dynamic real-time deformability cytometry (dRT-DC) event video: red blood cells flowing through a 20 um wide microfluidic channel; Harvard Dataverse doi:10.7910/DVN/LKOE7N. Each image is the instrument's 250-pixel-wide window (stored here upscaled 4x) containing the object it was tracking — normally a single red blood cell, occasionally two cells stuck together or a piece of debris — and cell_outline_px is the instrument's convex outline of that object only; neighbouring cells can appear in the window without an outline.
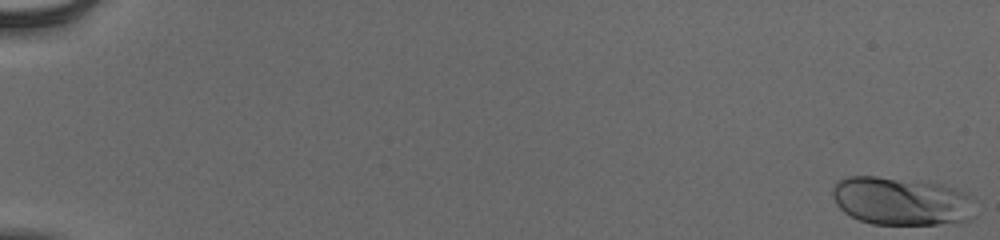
{"species": "human", "species_latin": "Homo sapiens", "temperature_condition": "cold", "stored_images_in_passage": 56, "camera_frame_rate_fps": 3000, "um_per_image_px": 0.085, "donor": {"sex": "male"}, "frame": {"image": 1, "passage_image": 1, "time_ms": 0.0, "image_size_px": [1000, 240], "cell_outline_px": [[976, 216], [972, 220], [936, 224], [872, 224], [860, 220], [844, 212], [836, 204], [832, 196], [832, 188], [836, 180], [848, 176], [876, 176], [940, 184], [964, 192], [968, 196]], "centroid_in_image_um": [76.56, 17.1], "position_along_channel_um": 8.4, "area_um2": 39.94}}
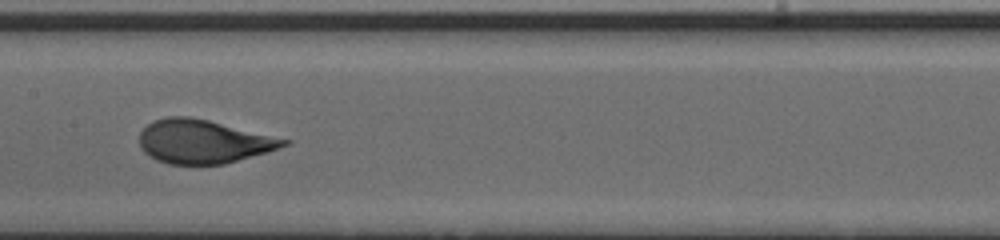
{"frame": {"image": 2, "passage_image": 31, "time_ms": 10.0, "image_size_px": [1000, 240], "cell_outline_px": [[292, 140], [288, 144], [280, 148], [268, 152], [224, 164], [168, 164], [156, 160], [144, 152], [140, 148], [140, 132], [148, 124], [156, 120], [168, 116], [188, 116], [208, 120]], "centroid_in_image_um": [17.29, 12.03], "position_along_channel_um": 190.1, "area_um2": 36.65}}
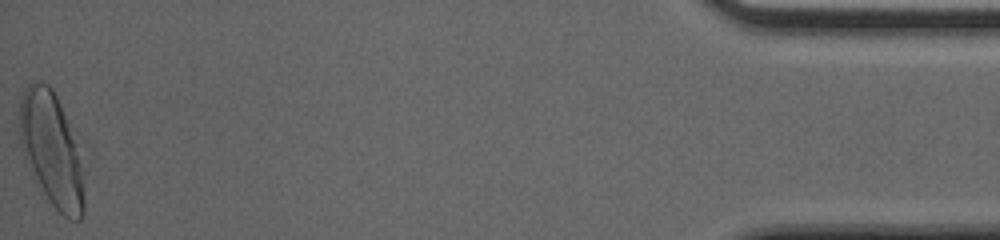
{"frame": {"image": 3, "passage_image": 56, "time_ms": 18.333, "image_size_px": [1000, 240], "cell_outline_px": [[88, 164], [84, 212], [80, 220], [68, 220], [48, 200], [24, 160], [20, 144], [20, 100], [24, 88], [32, 80], [44, 80], [52, 88], [60, 104]], "centroid_in_image_um": [4.47, 12.75], "position_along_channel_um": 430.7, "area_um2": 44.68}, "authors_computed_cell_mechanics": {"area_um2": 36.6163, "velocity_mm_per_s": 3.8785, "shape_relaxation_time_tau1_ms": 3.422, "shape_relaxation_time_tau2_ms": null, "deformation_change_tau1": 0.1865, "deformation_change_tau2": null}}